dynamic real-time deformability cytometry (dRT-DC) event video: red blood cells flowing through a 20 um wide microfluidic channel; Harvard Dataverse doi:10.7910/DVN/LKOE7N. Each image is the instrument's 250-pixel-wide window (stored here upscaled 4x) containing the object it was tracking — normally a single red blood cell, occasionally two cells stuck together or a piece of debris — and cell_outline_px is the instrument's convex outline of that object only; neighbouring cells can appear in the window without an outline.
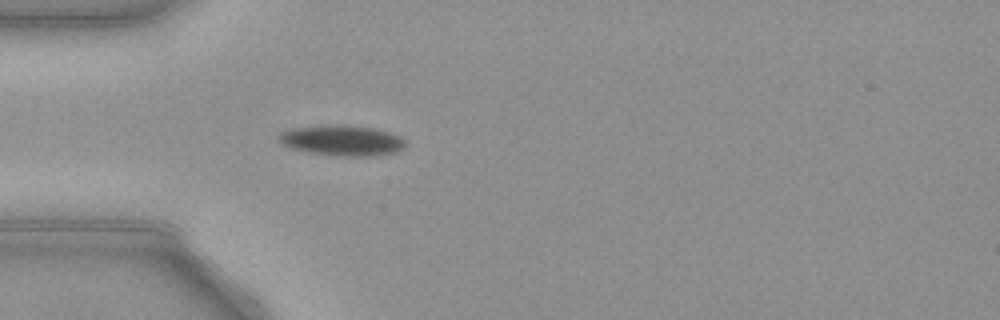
{"species": "common noctule bat (a hibernating species)", "species_latin": "Nyctalus noctula", "temperature_condition": "cold", "stored_images_in_passage": 8, "camera_frame_rate_fps": 3000, "um_per_image_px": 0.085, "animal": {"sex": "female", "body_mass_g": 21.9}, "frame": {"image": 1, "passage_image": 5, "time_ms": 1.333, "image_size_px": [1000, 320], "cell_outline_px": [[404, 148], [396, 152], [368, 156], [340, 156], [308, 152], [292, 148], [284, 144], [276, 136], [280, 132], [292, 128], [324, 124], [348, 124], [376, 128], [400, 136], [404, 140]], "centroid_in_image_um": [29.06, 11.91], "position_along_channel_um": 55.9, "area_um2": 22.72}}